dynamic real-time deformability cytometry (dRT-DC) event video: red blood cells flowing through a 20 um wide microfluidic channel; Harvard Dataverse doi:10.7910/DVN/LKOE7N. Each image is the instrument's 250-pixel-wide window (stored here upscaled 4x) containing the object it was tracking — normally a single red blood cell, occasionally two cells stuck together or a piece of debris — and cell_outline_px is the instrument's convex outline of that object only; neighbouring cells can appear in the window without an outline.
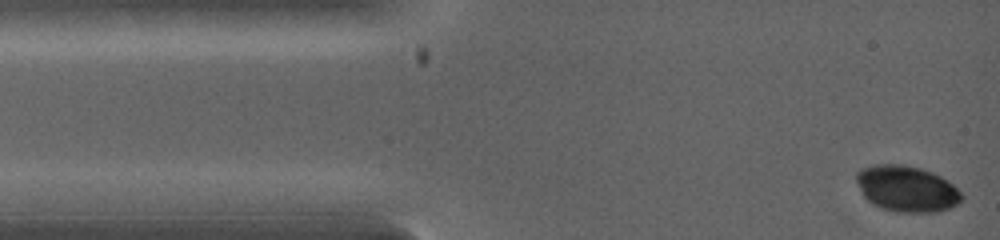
{"species": "common noctule bat (a hibernating species)", "species_latin": "Nyctalus noctula", "temperature_condition": "warm", "stored_images_in_passage": 2, "camera_frame_rate_fps": 5000, "um_per_image_px": 0.085, "animal": {"sex": "female", "body_mass_g": 19.0, "forearm_length_mm": 53.3}, "frame": {"image": 1, "passage_image": 1, "time_ms": 0.0, "image_size_px": [1000, 240], "cell_outline_px": [[964, 196], [956, 204], [948, 208], [936, 212], [896, 212], [880, 208], [872, 204], [864, 196], [856, 180], [856, 172], [872, 164], [904, 164], [920, 168], [932, 172], [948, 180]], "centroid_in_image_um": [77.05, 16.04], "position_along_channel_um": 7.9, "area_um2": 28.21}}